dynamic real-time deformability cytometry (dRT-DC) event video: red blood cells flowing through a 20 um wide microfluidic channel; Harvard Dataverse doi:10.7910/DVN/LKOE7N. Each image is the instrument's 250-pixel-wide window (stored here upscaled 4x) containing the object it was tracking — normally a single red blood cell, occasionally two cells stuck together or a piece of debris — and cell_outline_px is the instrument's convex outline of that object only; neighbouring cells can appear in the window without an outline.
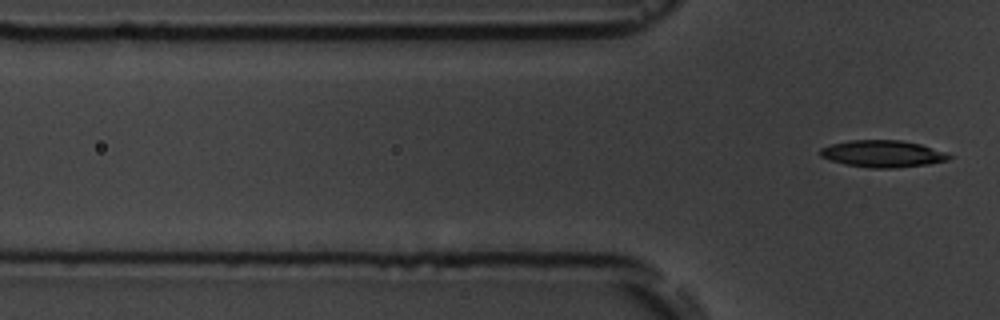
{"species": "common noctule bat (a hibernating species)", "species_latin": "Nyctalus noctula", "temperature_condition": "room temperature", "stored_images_in_passage": 8, "segment_of_instrument_passage": [2, 2], "camera_frame_rate_fps": 3000, "um_per_image_px": 0.085, "animal": {"sex": "male", "body_mass_g": 19.5, "forearm_length_mm": 54.6}, "frame": {"image": 1, "passage_image": 8, "time_ms": 8.0, "image_size_px": [1000, 320], "cell_outline_px": [[956, 156], [948, 160], [928, 164], [892, 168], [868, 168], [844, 164], [820, 156], [820, 148], [832, 144], [848, 140], [900, 140], [920, 144], [948, 152]], "centroid_in_image_um": [75.08, 13.07], "position_along_channel_um": 50.7, "area_um2": 20.35}}